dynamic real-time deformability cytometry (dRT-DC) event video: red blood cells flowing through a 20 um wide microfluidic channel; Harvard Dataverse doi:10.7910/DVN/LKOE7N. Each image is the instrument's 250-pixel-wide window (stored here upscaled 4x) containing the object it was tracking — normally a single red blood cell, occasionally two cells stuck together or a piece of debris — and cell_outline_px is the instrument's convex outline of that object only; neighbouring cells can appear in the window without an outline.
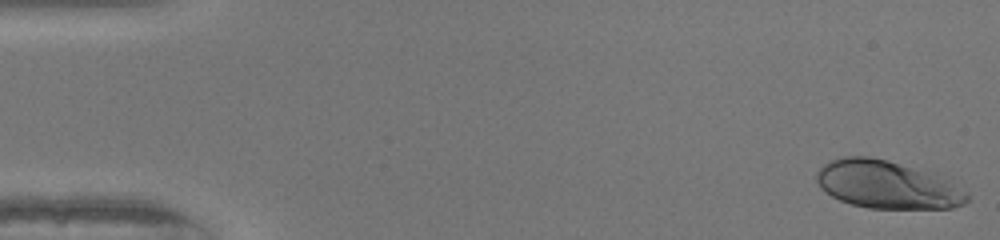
{"species": "human", "species_latin": "Homo sapiens", "temperature_condition": "warm", "stored_images_in_passage": 50, "camera_frame_rate_fps": 3000, "um_per_image_px": 0.085, "donor": {"sex": "female"}, "frame": {"image": 1, "passage_image": 1, "time_ms": 0.0, "image_size_px": [1000, 240], "cell_outline_px": [[968, 200], [964, 204], [952, 208], [868, 208], [852, 204], [840, 200], [832, 196], [820, 188], [816, 180], [816, 172], [828, 160], [844, 156], [868, 156], [888, 160], [936, 176], [968, 192]], "centroid_in_image_um": [75.32, 15.7], "position_along_channel_um": 9.7, "area_um2": 41.33}}
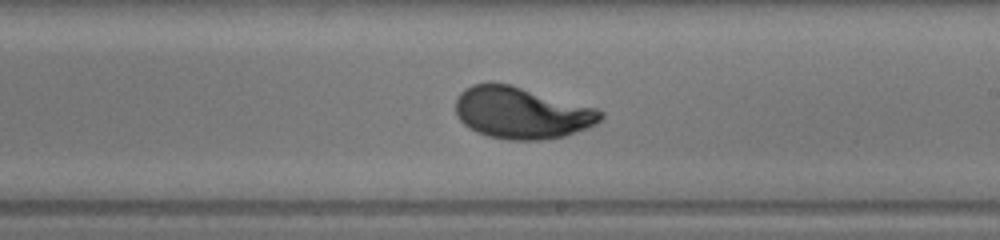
{"frame": {"image": 2, "passage_image": 29, "time_ms": 9.333, "image_size_px": [1000, 240], "cell_outline_px": [[604, 116], [596, 124], [564, 136], [544, 140], [508, 140], [488, 136], [476, 132], [468, 128], [456, 116], [456, 96], [464, 88], [472, 84], [512, 84], [596, 108], [604, 112]], "centroid_in_image_um": [44.32, 9.6], "position_along_channel_um": 244.7, "area_um2": 43.81}}
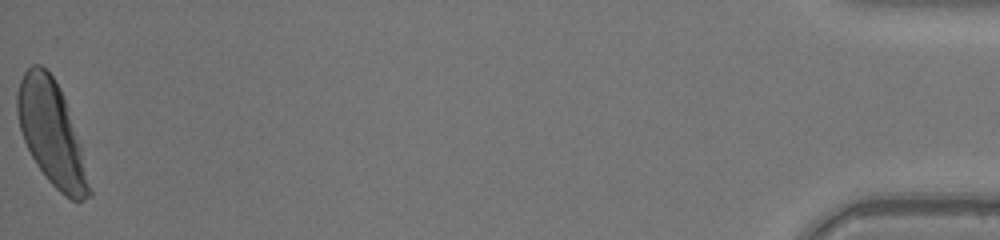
{"frame": {"image": 3, "passage_image": 50, "time_ms": 16.333, "image_size_px": [1000, 240], "cell_outline_px": [[92, 196], [84, 200], [72, 200], [64, 196], [48, 180], [36, 164], [24, 140], [20, 128], [16, 112], [16, 92], [20, 80], [24, 72], [32, 64], [40, 64], [52, 76], [60, 88], [80, 144], [92, 192]], "centroid_in_image_um": [4.36, 11.33], "position_along_channel_um": 430.8, "area_um2": 42.95}, "authors_computed_cell_mechanics": {"area_um2": 42.6275, "velocity_mm_per_s": 4.1272, "shape_relaxation_time_tau1_ms": 2.7728, "shape_relaxation_time_tau2_ms": null, "deformation_change_tau1": 0.1893, "deformation_change_tau2": null}}